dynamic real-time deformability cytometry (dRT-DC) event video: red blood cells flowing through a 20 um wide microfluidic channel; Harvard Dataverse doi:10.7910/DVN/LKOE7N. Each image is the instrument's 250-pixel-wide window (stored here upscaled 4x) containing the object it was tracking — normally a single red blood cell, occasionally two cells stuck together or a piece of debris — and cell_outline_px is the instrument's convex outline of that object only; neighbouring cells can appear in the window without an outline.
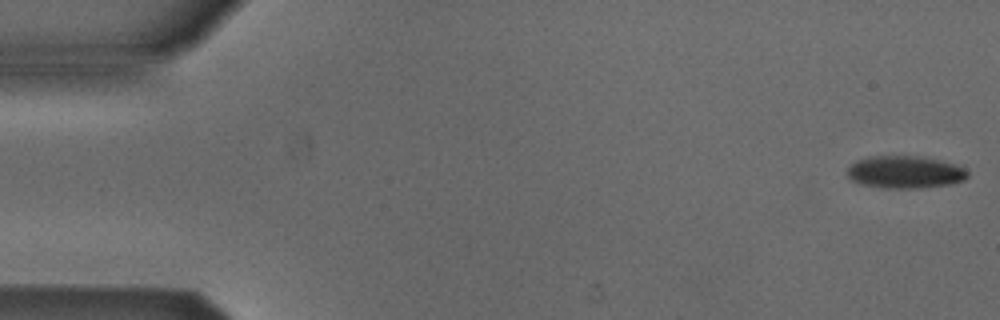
{"species": "Egyptian fruit bat (a non-hibernating species)", "species_latin": "Rousettus aegyptiacus", "temperature_condition": "cold", "stored_images_in_passage": 52, "camera_frame_rate_fps": 3000, "um_per_image_px": 0.085, "animal": {"sex": "male"}, "frame": {"image": 1, "passage_image": 1, "time_ms": 0.0, "image_size_px": [1000, 320], "cell_outline_px": [[968, 176], [964, 180], [952, 184], [920, 188], [880, 188], [860, 184], [852, 180], [848, 176], [848, 168], [856, 160], [868, 156], [916, 156], [940, 160], [956, 164], [964, 168], [968, 172]], "centroid_in_image_um": [76.93, 14.63], "position_along_channel_um": 8.1, "area_um2": 22.89}}
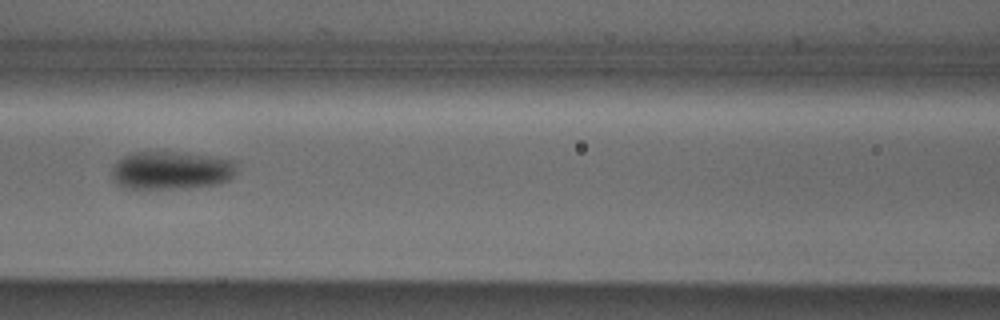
{"frame": {"image": 2, "passage_image": 23, "time_ms": 7.333, "image_size_px": [1000, 320], "cell_outline_px": [[236, 172], [228, 180], [216, 184], [188, 188], [128, 188], [120, 184], [112, 176], [112, 164], [116, 160], [124, 156], [136, 152], [172, 152], [208, 156], [236, 160]], "centroid_in_image_um": [14.56, 14.47], "position_along_channel_um": 152.0, "area_um2": 27.51}}
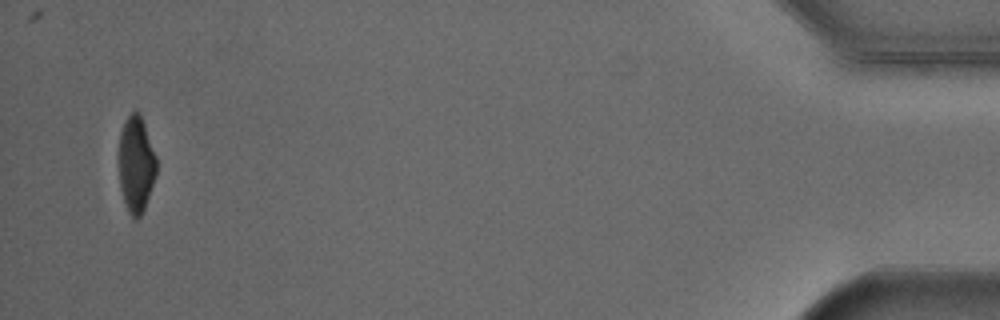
{"frame": {"image": 3, "passage_image": 51, "time_ms": 16.667, "image_size_px": [1000, 320], "cell_outline_px": [[156, 172], [144, 208], [140, 216], [132, 216], [128, 212], [120, 188], [120, 132], [124, 120], [132, 112], [140, 112], [156, 156]], "centroid_in_image_um": [11.57, 13.91], "position_along_channel_um": 423.6, "area_um2": 20.52}}